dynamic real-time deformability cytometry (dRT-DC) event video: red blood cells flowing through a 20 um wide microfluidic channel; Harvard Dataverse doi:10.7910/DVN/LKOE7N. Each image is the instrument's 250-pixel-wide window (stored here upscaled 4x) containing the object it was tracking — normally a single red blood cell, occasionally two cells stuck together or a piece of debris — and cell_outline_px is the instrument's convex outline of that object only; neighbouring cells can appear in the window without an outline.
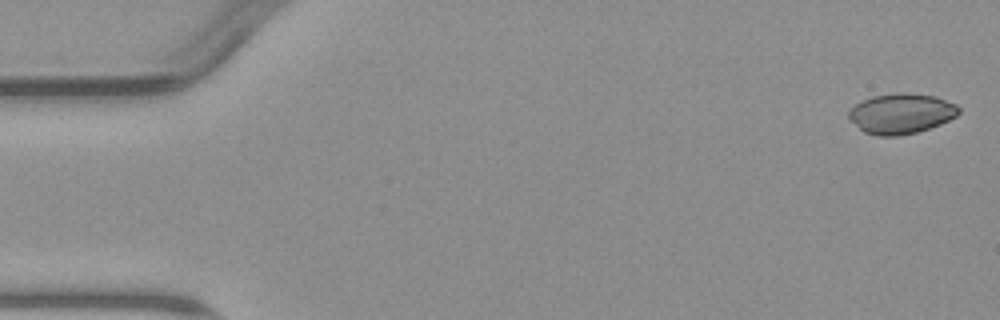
{"species": "common noctule bat (a hibernating species)", "species_latin": "Nyctalus noctula", "temperature_condition": "warm", "stored_images_in_passage": 5, "camera_frame_rate_fps": 3000, "um_per_image_px": 0.085, "animal": {"sex": "male", "body_mass_g": 23.1, "forearm_length_mm": 52.7}, "frame": {"image": 1, "passage_image": 1, "time_ms": 0.0, "image_size_px": [1000, 320], "cell_outline_px": [[960, 112], [956, 116], [940, 124], [916, 132], [900, 136], [880, 136], [864, 132], [848, 120], [848, 108], [860, 100], [872, 96], [896, 92], [904, 92], [936, 96], [956, 104], [960, 108]], "centroid_in_image_um": [76.55, 9.64], "position_along_channel_um": 8.5, "area_um2": 26.18}}
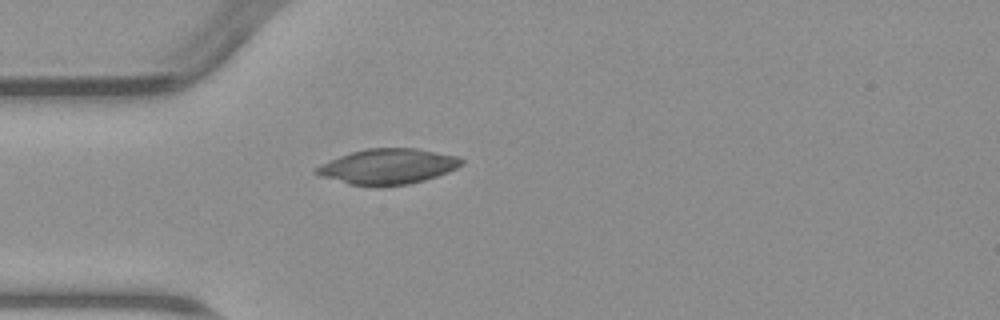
{"frame": {"image": 2, "passage_image": 5, "time_ms": 4.667, "image_size_px": [1000, 320], "cell_outline_px": [[464, 164], [448, 172], [424, 180], [408, 184], [380, 188], [376, 188], [348, 184], [320, 176], [312, 172], [320, 164], [340, 156], [352, 152], [368, 148], [416, 148], [460, 156], [464, 160]], "centroid_in_image_um": [32.97, 14.17], "position_along_channel_um": 52.0, "area_um2": 30.4}}